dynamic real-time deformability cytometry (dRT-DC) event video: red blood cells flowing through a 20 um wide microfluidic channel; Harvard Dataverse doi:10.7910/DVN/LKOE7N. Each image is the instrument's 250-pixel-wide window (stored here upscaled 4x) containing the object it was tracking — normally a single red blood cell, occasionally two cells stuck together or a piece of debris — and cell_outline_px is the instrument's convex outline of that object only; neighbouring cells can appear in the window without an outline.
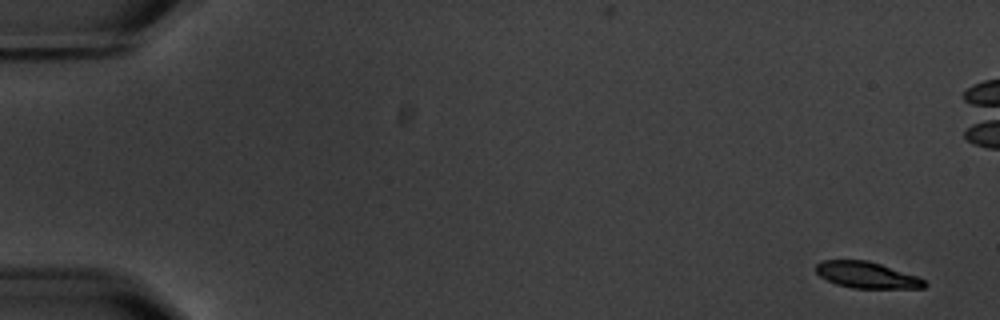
{"species": "common noctule bat (a hibernating species)", "species_latin": "Nyctalus noctula", "temperature_condition": "warm", "stored_images_in_passage": 6, "camera_frame_rate_fps": 3000, "um_per_image_px": 0.085, "animal": {"sex": "male", "body_mass_g": 20.1, "forearm_length_mm": 53.5}, "frame": {"image": 1, "passage_image": 1, "time_ms": 0.0, "image_size_px": [1000, 320], "cell_outline_px": [[928, 284], [924, 288], [852, 288], [836, 284], [820, 276], [816, 272], [816, 264], [820, 260], [868, 260], [916, 276], [924, 280]], "centroid_in_image_um": [73.65, 23.37], "position_along_channel_um": 11.3, "area_um2": 16.53}}